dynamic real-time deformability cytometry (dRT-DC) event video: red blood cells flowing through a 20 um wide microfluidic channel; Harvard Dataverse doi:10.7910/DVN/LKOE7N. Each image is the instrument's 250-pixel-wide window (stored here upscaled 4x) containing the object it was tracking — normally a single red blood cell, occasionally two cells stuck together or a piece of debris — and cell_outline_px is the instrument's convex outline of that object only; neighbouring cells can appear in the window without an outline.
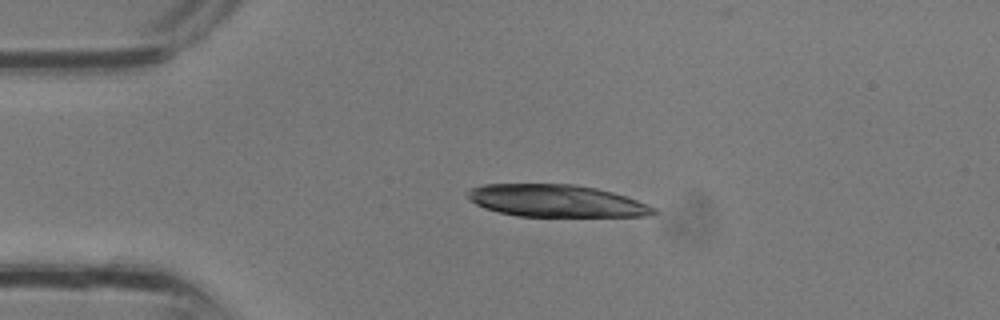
{"species": "common noctule bat (a hibernating species)", "species_latin": "Nyctalus noctula", "temperature_condition": "room temperature", "stored_images_in_passage": 28, "camera_frame_rate_fps": 3000, "um_per_image_px": 0.085, "animal": {"sex": "male", "body_mass_g": 13.3}, "frame": {"image": 1, "passage_image": 3, "time_ms": 0.667, "image_size_px": [1000, 320], "cell_outline_px": [[656, 212], [652, 216], [516, 216], [484, 208], [476, 204], [468, 196], [468, 192], [472, 188], [484, 184], [576, 184], [596, 188], [612, 192], [648, 204], [656, 208]], "centroid_in_image_um": [47.3, 17.07], "position_along_channel_um": 37.7, "area_um2": 34.74}}